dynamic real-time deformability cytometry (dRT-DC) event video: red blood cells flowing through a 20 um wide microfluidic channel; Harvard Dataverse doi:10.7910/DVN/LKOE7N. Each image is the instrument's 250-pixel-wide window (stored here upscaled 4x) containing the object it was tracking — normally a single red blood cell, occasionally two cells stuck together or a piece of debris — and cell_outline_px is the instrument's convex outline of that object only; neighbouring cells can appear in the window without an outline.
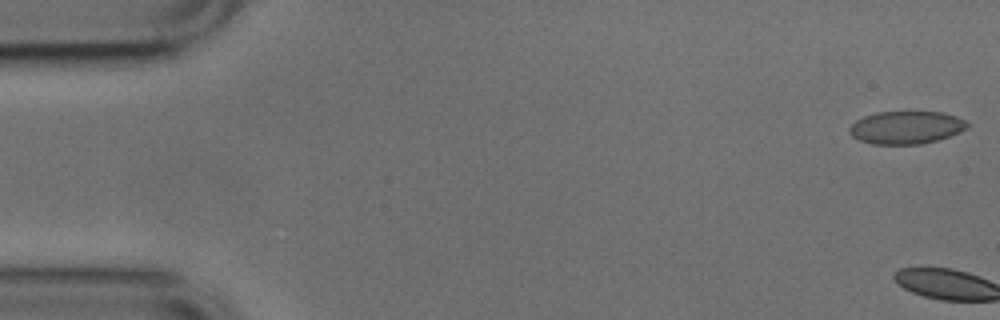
{"species": "common noctule bat (a hibernating species)", "species_latin": "Nyctalus noctula", "temperature_condition": "cold", "stored_images_in_passage": 10, "camera_frame_rate_fps": 3000, "um_per_image_px": 0.085, "animal": {"sex": "male", "body_mass_g": 17.9, "forearm_length_mm": 54.2}, "frame": {"image": 1, "passage_image": 1, "time_ms": 0.0, "image_size_px": [1000, 320], "cell_outline_px": [[968, 128], [960, 132], [936, 140], [920, 144], [872, 144], [860, 140], [852, 136], [848, 132], [848, 128], [856, 120], [864, 116], [876, 112], [944, 112], [956, 116], [964, 120], [968, 124]], "centroid_in_image_um": [77.01, 10.83], "position_along_channel_um": 8.0, "area_um2": 22.48}}